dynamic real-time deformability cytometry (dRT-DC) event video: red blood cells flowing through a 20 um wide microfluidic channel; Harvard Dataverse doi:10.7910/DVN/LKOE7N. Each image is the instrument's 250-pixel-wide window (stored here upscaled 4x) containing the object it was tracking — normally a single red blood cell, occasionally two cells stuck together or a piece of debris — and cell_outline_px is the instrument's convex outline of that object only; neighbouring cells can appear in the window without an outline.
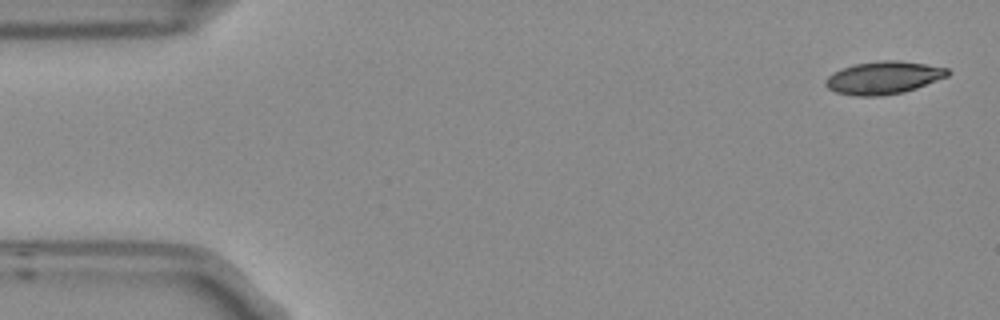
{"species": "Egyptian fruit bat (a non-hibernating species)", "species_latin": "Rousettus aegyptiacus", "temperature_condition": "room temperature", "stored_images_in_passage": 5, "segment_of_instrument_passage": [1, 2], "camera_frame_rate_fps": 3000, "um_per_image_px": 0.085, "frame": {"image": 1, "passage_image": 1, "time_ms": 0.0, "image_size_px": [1000, 320], "cell_outline_px": [[952, 72], [948, 76], [916, 88], [904, 92], [880, 96], [856, 96], [836, 92], [828, 88], [824, 84], [824, 80], [832, 72], [856, 64], [880, 60], [900, 60], [948, 68]], "centroid_in_image_um": [75.1, 6.6], "position_along_channel_um": 9.9, "area_um2": 23.29}}
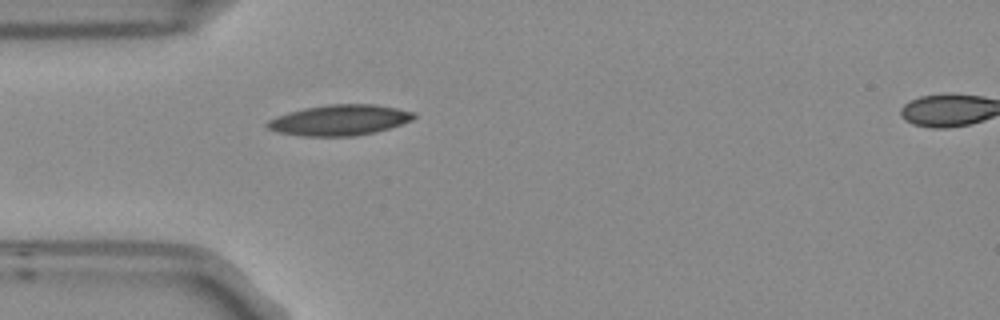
{"frame": {"image": 2, "passage_image": 4, "time_ms": 1.0, "image_size_px": [1000, 320], "cell_outline_px": [[416, 116], [412, 120], [376, 132], [356, 136], [304, 136], [276, 132], [268, 128], [264, 124], [268, 120], [276, 116], [288, 112], [304, 108], [328, 104], [376, 104], [416, 112]], "centroid_in_image_um": [28.85, 10.2], "position_along_channel_um": 56.2, "area_um2": 26.3}}